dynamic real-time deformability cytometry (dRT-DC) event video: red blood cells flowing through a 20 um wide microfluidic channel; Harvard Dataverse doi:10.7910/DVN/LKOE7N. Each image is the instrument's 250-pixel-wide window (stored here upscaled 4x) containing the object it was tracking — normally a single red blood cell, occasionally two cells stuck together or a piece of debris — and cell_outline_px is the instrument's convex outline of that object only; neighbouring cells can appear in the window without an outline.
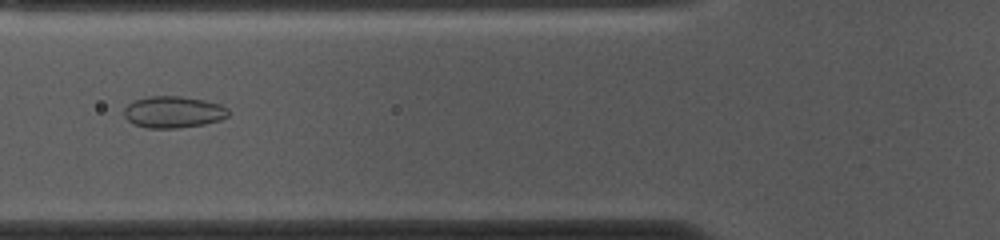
{"species": "common noctule bat (a hibernating species)", "species_latin": "Nyctalus noctula", "temperature_condition": "cold", "stored_images_in_passage": 53, "camera_frame_rate_fps": 3000, "um_per_image_px": 0.085, "animal": {"sex": "female", "body_mass_g": 10.0, "forearm_length_mm": 53.1}, "frame": {"image": 1, "passage_image": 19, "time_ms": 6.0, "image_size_px": [1000, 240], "cell_outline_px": [[228, 116], [220, 120], [204, 124], [176, 128], [148, 128], [132, 124], [124, 116], [124, 108], [128, 104], [136, 100], [148, 96], [180, 96], [204, 100], [220, 104], [228, 108]], "centroid_in_image_um": [14.72, 9.52], "position_along_channel_um": 111.1, "area_um2": 19.25}}
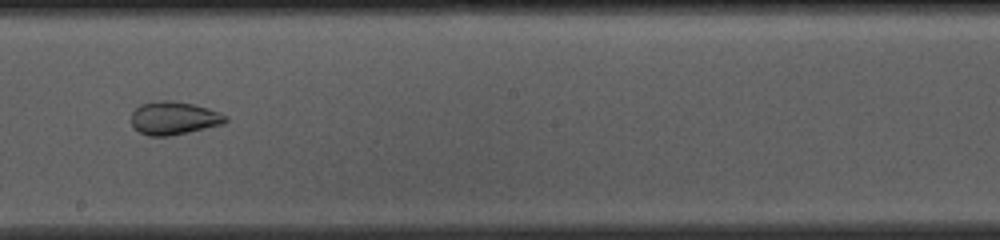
{"frame": {"image": 2, "passage_image": 29, "time_ms": 9.333, "image_size_px": [1000, 240], "cell_outline_px": [[228, 120], [224, 124], [188, 132], [168, 136], [148, 136], [140, 132], [132, 124], [132, 112], [140, 104], [160, 100], [172, 100], [192, 104], [208, 108], [220, 112], [228, 116]], "centroid_in_image_um": [14.81, 10.03], "position_along_channel_um": 233.4, "area_um2": 18.21}}
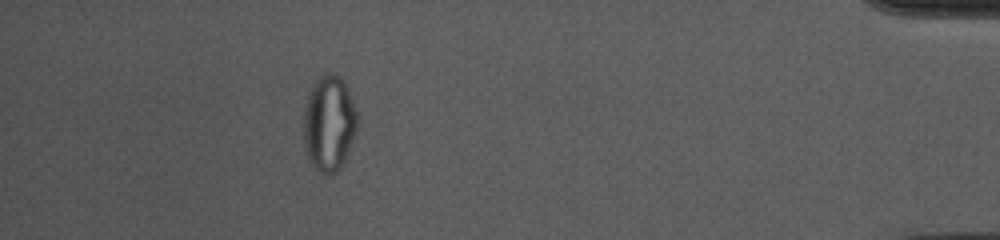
{"frame": {"image": 3, "passage_image": 48, "time_ms": 15.667, "image_size_px": [1000, 240], "cell_outline_px": [[360, 116], [356, 132], [344, 160], [340, 168], [332, 176], [328, 176], [320, 172], [308, 160], [304, 144], [304, 108], [308, 92], [312, 84], [324, 72], [332, 72], [340, 76], [344, 80], [348, 88]], "centroid_in_image_um": [27.99, 10.45], "position_along_channel_um": 407.2, "area_um2": 30.69}, "authors_computed_cell_mechanics": {"area_um2": 24.0448, "velocity_mm_per_s": 3.6709, "shape_relaxation_time_tau1_ms": null, "shape_relaxation_time_tau2_ms": 1.2282, "deformation_change_tau1": null, "deformation_change_tau2": 0.0514}}